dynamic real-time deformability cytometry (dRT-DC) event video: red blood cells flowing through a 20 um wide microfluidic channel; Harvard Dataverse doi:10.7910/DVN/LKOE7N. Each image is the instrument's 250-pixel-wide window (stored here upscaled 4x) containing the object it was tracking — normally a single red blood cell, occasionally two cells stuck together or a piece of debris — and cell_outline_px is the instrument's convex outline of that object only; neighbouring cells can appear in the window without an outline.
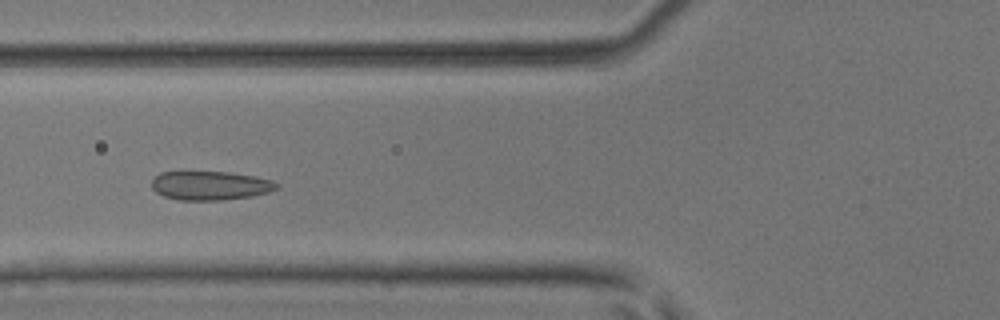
{"species": "common noctule bat (a hibernating species)", "species_latin": "Nyctalus noctula", "temperature_condition": "room temperature", "stored_images_in_passage": 49, "camera_frame_rate_fps": 3000, "um_per_image_px": 0.085, "animal": {"sex": "male", "body_mass_g": 17.9, "forearm_length_mm": 54.2}, "frame": {"image": 1, "passage_image": 18, "time_ms": 5.667, "image_size_px": [1000, 320], "cell_outline_px": [[280, 188], [268, 192], [252, 196], [220, 200], [176, 200], [164, 196], [156, 192], [152, 188], [152, 180], [160, 172], [228, 172], [256, 176], [272, 180], [280, 184]], "centroid_in_image_um": [17.9, 15.77], "position_along_channel_um": 107.9, "area_um2": 21.15}}
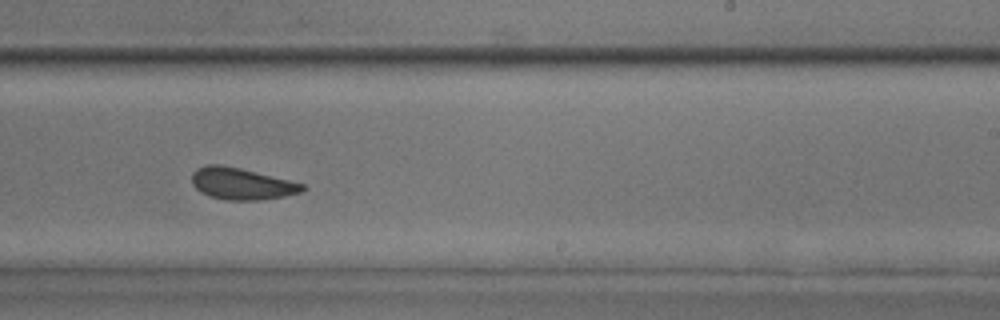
{"frame": {"image": 2, "passage_image": 30, "time_ms": 9.667, "image_size_px": [1000, 320], "cell_outline_px": [[308, 188], [300, 192], [284, 196], [260, 200], [224, 200], [208, 196], [200, 192], [192, 184], [192, 172], [196, 168], [208, 164], [220, 164], [240, 168], [304, 184]], "centroid_in_image_um": [20.5, 15.62], "position_along_channel_um": 268.5, "area_um2": 20.46}}
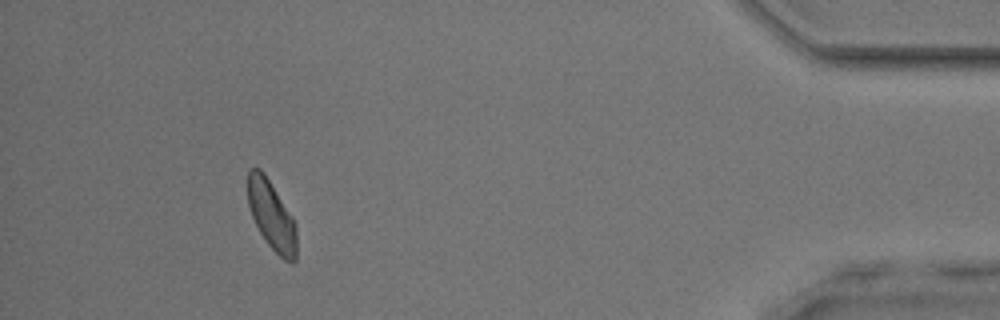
{"frame": {"image": 3, "passage_image": 45, "time_ms": 14.667, "image_size_px": [1000, 320], "cell_outline_px": [[296, 260], [292, 264], [284, 260], [268, 244], [260, 232], [252, 216], [248, 204], [248, 168], [260, 168], [264, 172], [292, 216], [296, 224]], "centroid_in_image_um": [23.09, 18.31], "position_along_channel_um": 412.1, "area_um2": 19.54}, "authors_computed_cell_mechanics": {"area_um2": 20.7502, "velocity_mm_per_s": 4.0395, "shape_relaxation_time_tau1_ms": 3.6194, "shape_relaxation_time_tau2_ms": 1.3571, "deformation_change_tau1": 0.0815, "deformation_change_tau2": 0.0577}}